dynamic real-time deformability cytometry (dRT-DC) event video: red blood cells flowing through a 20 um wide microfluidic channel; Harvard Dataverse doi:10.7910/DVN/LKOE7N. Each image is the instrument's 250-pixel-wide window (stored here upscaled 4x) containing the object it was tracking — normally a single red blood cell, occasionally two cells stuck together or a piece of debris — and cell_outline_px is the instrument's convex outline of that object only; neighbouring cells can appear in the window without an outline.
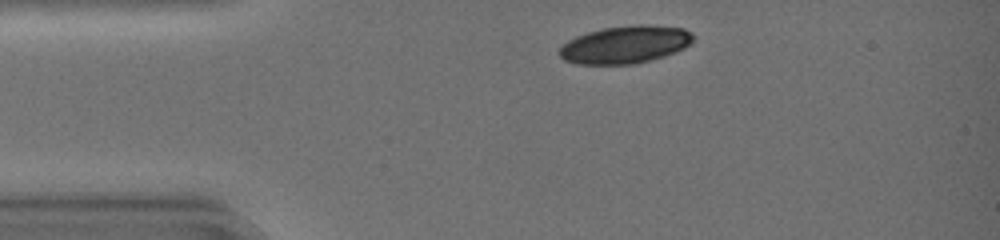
{"species": "common noctule bat (a hibernating species)", "species_latin": "Nyctalus noctula", "temperature_condition": "warm", "stored_images_in_passage": 33, "camera_frame_rate_fps": 3000, "um_per_image_px": 0.085, "animal": {"sex": "female", "body_mass_g": 19.0, "forearm_length_mm": 51.5}, "frame": {"image": 1, "passage_image": 1, "time_ms": 0.0, "image_size_px": [1000, 240], "cell_outline_px": [[696, 36], [684, 48], [676, 52], [652, 60], [636, 64], [576, 64], [564, 60], [560, 56], [560, 48], [568, 40], [576, 36], [588, 32], [604, 28], [632, 24], [644, 24], [684, 28], [692, 32]], "centroid_in_image_um": [53.17, 3.79], "position_along_channel_um": 31.8, "area_um2": 29.48}}
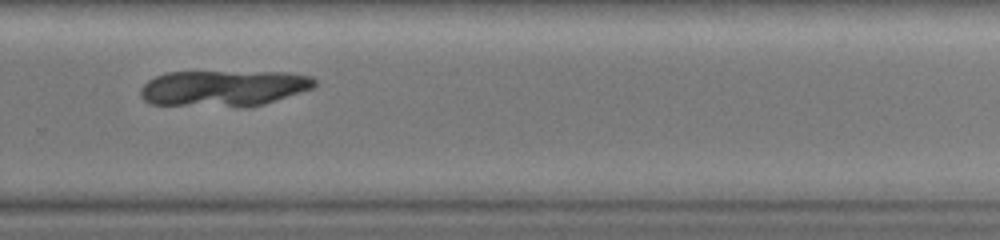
{"frame": {"image": 2, "passage_image": 23, "time_ms": 7.333, "image_size_px": [1000, 240], "cell_outline_px": [[316, 84], [312, 88], [264, 104], [244, 108], [236, 108], [152, 104], [144, 100], [140, 96], [140, 88], [148, 80], [156, 76], [168, 72], [288, 72], [312, 76], [316, 80]], "centroid_in_image_um": [18.99, 7.51], "position_along_channel_um": 310.8, "area_um2": 37.11}}
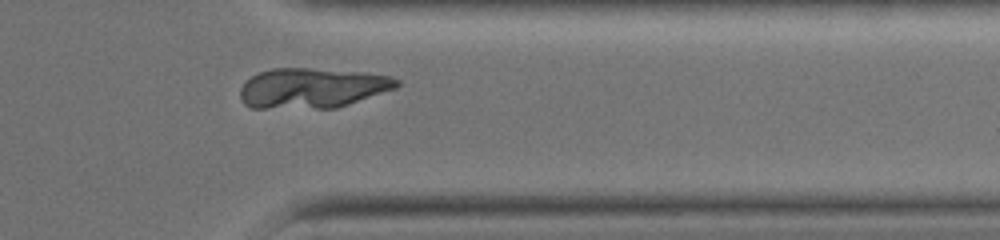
{"frame": {"image": 3, "passage_image": 28, "time_ms": 9.0, "image_size_px": [1000, 240], "cell_outline_px": [[400, 84], [396, 88], [336, 108], [252, 108], [244, 104], [240, 96], [240, 88], [244, 80], [260, 72], [272, 68], [308, 68], [364, 72], [392, 76], [400, 80]], "centroid_in_image_um": [26.52, 7.48], "position_along_channel_um": 384.9, "area_um2": 36.76}}